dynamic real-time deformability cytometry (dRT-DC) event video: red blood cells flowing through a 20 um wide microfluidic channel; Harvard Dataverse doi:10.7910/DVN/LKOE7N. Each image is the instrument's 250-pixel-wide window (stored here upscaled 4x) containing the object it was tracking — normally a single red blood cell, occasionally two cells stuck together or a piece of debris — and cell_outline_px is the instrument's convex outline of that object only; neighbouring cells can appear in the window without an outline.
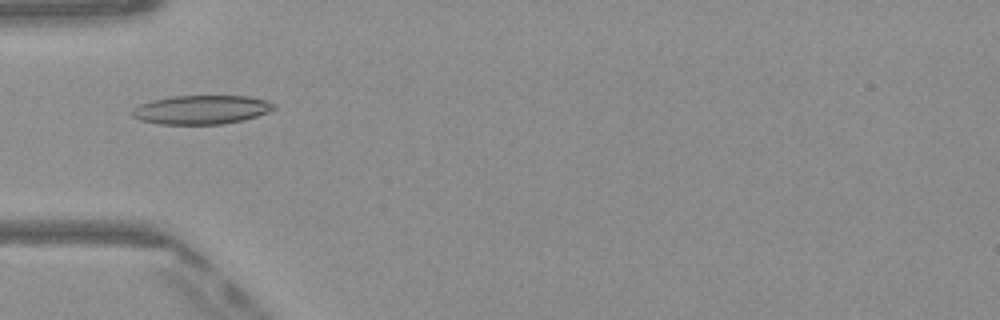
{"species": "Egyptian fruit bat (a non-hibernating species)", "species_latin": "Rousettus aegyptiacus", "temperature_condition": "warm", "stored_images_in_passage": 49, "camera_frame_rate_fps": 3000, "um_per_image_px": 0.085, "frame": {"image": 1, "passage_image": 16, "time_ms": 5.0, "image_size_px": [1000, 320], "cell_outline_px": [[276, 108], [268, 112], [244, 120], [220, 124], [160, 124], [140, 120], [132, 116], [132, 108], [140, 104], [172, 96], [248, 96], [268, 100], [276, 104]], "centroid_in_image_um": [17.15, 9.32], "position_along_channel_um": 67.8, "area_um2": 23.81}}
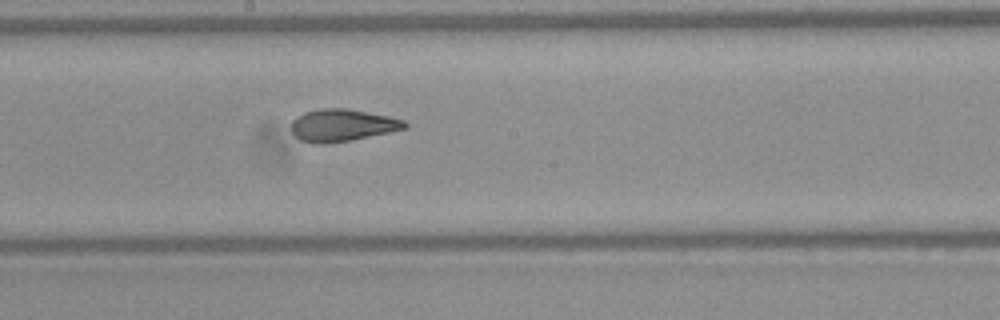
{"frame": {"image": 2, "passage_image": 27, "time_ms": 8.667, "image_size_px": [1000, 320], "cell_outline_px": [[408, 128], [352, 140], [324, 144], [312, 144], [300, 140], [292, 132], [292, 120], [296, 116], [304, 112], [320, 108], [348, 108], [388, 116], [404, 120], [408, 124]], "centroid_in_image_um": [29.08, 10.65], "position_along_channel_um": 219.1, "area_um2": 21.5}}
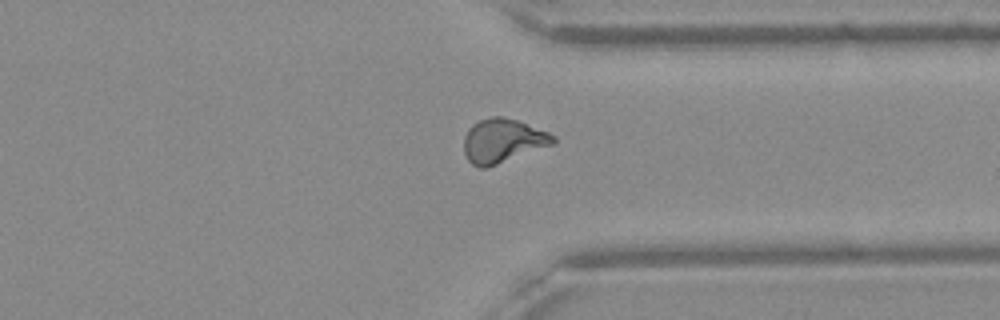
{"frame": {"image": 3, "passage_image": 38, "time_ms": 12.333, "image_size_px": [1000, 320], "cell_outline_px": [[556, 144], [488, 168], [480, 168], [472, 164], [468, 160], [464, 152], [464, 136], [468, 128], [472, 124], [480, 120], [492, 116], [504, 116], [516, 120], [548, 132], [556, 136]], "centroid_in_image_um": [42.75, 11.98], "position_along_channel_um": 368.7, "area_um2": 23.24}, "authors_computed_cell_mechanics": {"area_um2": 21.7328, "velocity_mm_per_s": 4.108, "shape_relaxation_time_tau1_ms": 9.144, "shape_relaxation_time_tau2_ms": 1.6488, "deformation_change_tau1": 0.258, "deformation_change_tau2": 0.0835}}